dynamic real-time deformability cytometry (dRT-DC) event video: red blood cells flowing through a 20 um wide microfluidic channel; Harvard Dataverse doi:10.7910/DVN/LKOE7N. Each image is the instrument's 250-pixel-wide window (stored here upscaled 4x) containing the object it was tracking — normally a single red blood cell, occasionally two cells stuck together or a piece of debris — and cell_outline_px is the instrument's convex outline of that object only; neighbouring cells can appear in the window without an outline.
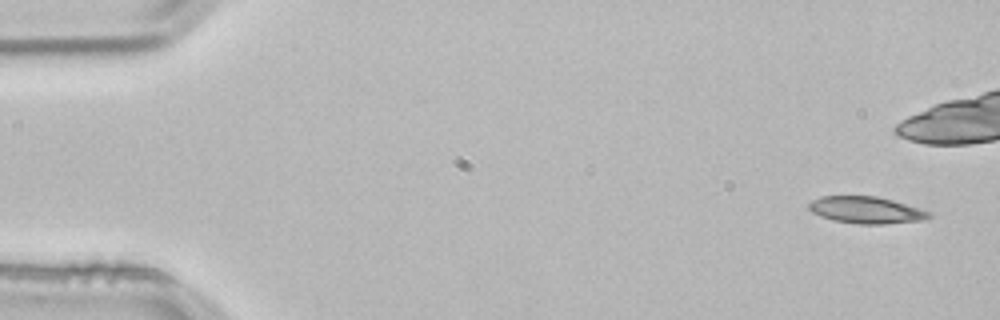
{"species": "common noctule bat (a hibernating species)", "species_latin": "Nyctalus noctula", "temperature_condition": "room temperature", "stored_images_in_passage": 7, "camera_frame_rate_fps": 3000, "um_per_image_px": 0.085, "animal": {"sex": "male", "body_mass_g": 21.5, "forearm_length_mm": 52.0}, "frame": {"image": 1, "passage_image": 1, "time_ms": 0.0, "image_size_px": [1000, 320], "cell_outline_px": [[932, 216], [924, 220], [884, 224], [856, 224], [832, 220], [820, 216], [812, 212], [808, 208], [808, 204], [812, 200], [820, 196], [876, 196], [892, 200], [932, 212]], "centroid_in_image_um": [73.62, 17.86], "position_along_channel_um": 11.4, "area_um2": 18.9}}